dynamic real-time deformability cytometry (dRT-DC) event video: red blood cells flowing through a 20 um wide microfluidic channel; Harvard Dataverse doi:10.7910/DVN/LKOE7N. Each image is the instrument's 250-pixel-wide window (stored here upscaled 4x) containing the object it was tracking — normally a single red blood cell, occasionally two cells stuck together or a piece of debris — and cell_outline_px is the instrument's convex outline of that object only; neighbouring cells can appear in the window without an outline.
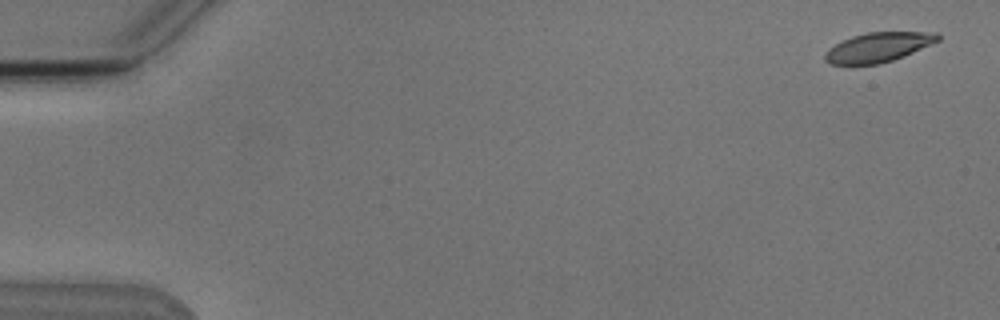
{"species": "Egyptian fruit bat (a non-hibernating species)", "species_latin": "Rousettus aegyptiacus", "temperature_condition": "cold", "stored_images_in_passage": 4, "camera_frame_rate_fps": 3000, "um_per_image_px": 0.085, "animal": {"sex": "male"}, "frame": {"image": 1, "passage_image": 1, "time_ms": 0.0, "image_size_px": [1000, 320], "cell_outline_px": [[940, 40], [912, 52], [892, 60], [880, 64], [828, 64], [824, 60], [824, 56], [828, 48], [852, 36], [868, 32], [936, 32], [940, 36]], "centroid_in_image_um": [74.63, 4.01], "position_along_channel_um": 10.4, "area_um2": 19.19}}